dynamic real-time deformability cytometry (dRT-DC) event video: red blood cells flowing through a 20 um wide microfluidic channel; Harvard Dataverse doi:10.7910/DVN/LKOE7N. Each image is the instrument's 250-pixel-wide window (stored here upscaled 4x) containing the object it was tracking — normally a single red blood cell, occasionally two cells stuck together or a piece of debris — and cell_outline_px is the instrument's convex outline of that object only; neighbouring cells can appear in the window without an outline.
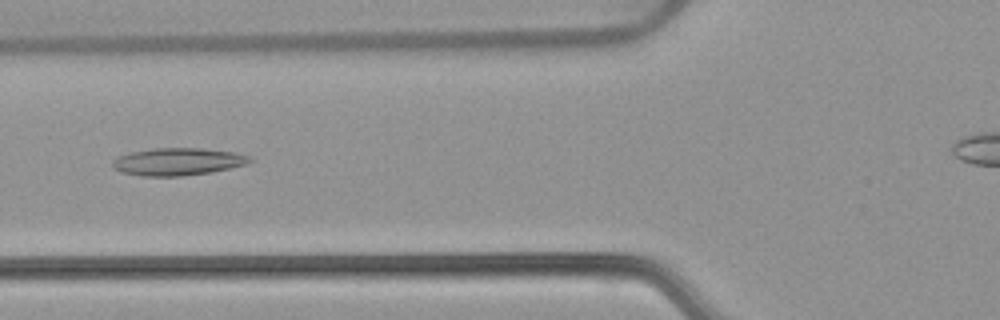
{"species": "common noctule bat (a hibernating species)", "species_latin": "Nyctalus noctula", "temperature_condition": "warm", "stored_images_in_passage": 41, "camera_frame_rate_fps": 3000, "um_per_image_px": 0.085, "animal": {"sex": "female", "body_mass_g": 22.7, "forearm_length_mm": 54.2}, "frame": {"image": 1, "passage_image": 14, "time_ms": 4.333, "image_size_px": [1000, 320], "cell_outline_px": [[252, 160], [244, 164], [212, 172], [184, 176], [140, 176], [120, 172], [112, 168], [112, 160], [116, 156], [128, 152], [156, 148], [200, 148], [236, 152], [248, 156]], "centroid_in_image_um": [15.02, 13.74], "position_along_channel_um": 110.8, "area_um2": 22.08}}
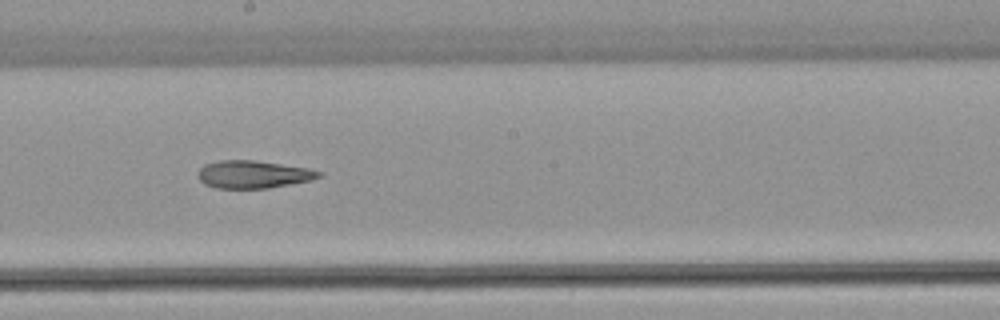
{"frame": {"image": 2, "passage_image": 23, "time_ms": 7.333, "image_size_px": [1000, 320], "cell_outline_px": [[324, 172], [320, 176], [312, 180], [268, 188], [216, 188], [204, 184], [200, 180], [200, 168], [204, 164], [220, 160], [256, 160], [308, 168]], "centroid_in_image_um": [21.55, 14.81], "position_along_channel_um": 226.6, "area_um2": 19.42}}
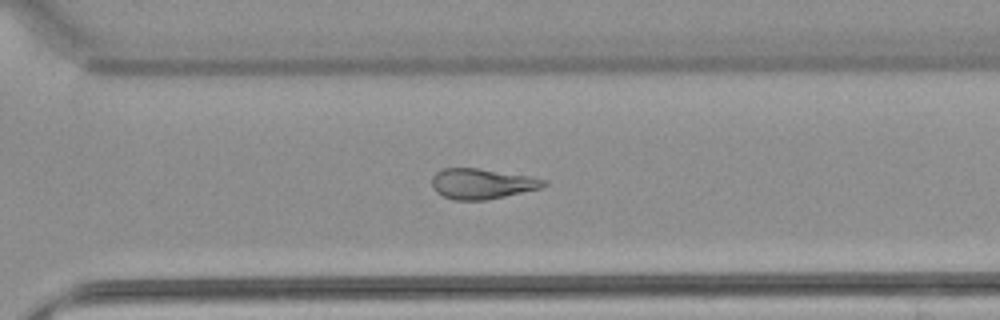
{"frame": {"image": 3, "passage_image": 31, "time_ms": 10.0, "image_size_px": [1000, 320], "cell_outline_px": [[548, 184], [540, 188], [488, 200], [456, 200], [444, 196], [436, 192], [432, 188], [432, 176], [436, 172], [444, 168], [476, 168], [528, 176], [548, 180]], "centroid_in_image_um": [40.95, 15.62], "position_along_channel_um": 329.6, "area_um2": 19.71}}